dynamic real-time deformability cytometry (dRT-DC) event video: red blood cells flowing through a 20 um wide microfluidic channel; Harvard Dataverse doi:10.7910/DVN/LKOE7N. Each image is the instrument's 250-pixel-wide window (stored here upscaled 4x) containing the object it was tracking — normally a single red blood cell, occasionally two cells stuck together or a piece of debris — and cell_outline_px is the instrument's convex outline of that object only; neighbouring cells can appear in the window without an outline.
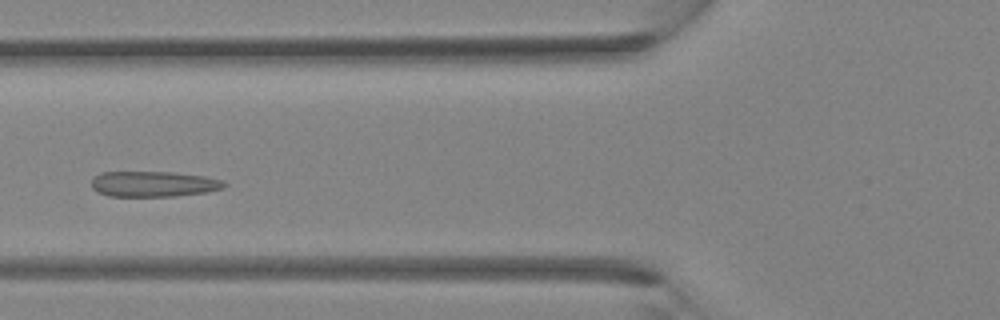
{"species": "Egyptian fruit bat (a non-hibernating species)", "species_latin": "Rousettus aegyptiacus", "temperature_condition": "room temperature", "stored_images_in_passage": 3, "camera_frame_rate_fps": 3000, "um_per_image_px": 0.085, "animal": {"sex": "female"}, "frame": {"image": 1, "passage_image": 3, "time_ms": 2.333, "image_size_px": [1000, 320], "cell_outline_px": [[228, 184], [224, 188], [208, 192], [176, 196], [108, 196], [96, 192], [92, 188], [92, 176], [100, 172], [172, 172], [204, 176], [224, 180]], "centroid_in_image_um": [13.05, 15.64], "position_along_channel_um": 112.7, "area_um2": 20.06}}